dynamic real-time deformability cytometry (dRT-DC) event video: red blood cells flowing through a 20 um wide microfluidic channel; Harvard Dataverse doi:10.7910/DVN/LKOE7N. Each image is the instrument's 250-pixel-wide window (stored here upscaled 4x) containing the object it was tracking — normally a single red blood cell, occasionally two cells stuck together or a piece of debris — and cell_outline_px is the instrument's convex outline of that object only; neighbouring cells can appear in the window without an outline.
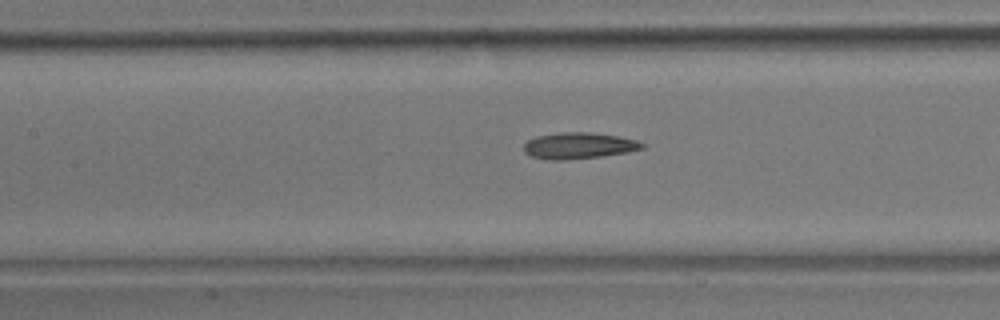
{"species": "common noctule bat (a hibernating species)", "species_latin": "Nyctalus noctula", "temperature_condition": "room temperature", "stored_images_in_passage": 39, "camera_frame_rate_fps": 3000, "um_per_image_px": 0.085, "animal": {"sex": "male", "body_mass_g": 17.9}, "frame": {"image": 1, "passage_image": 20, "time_ms": 6.333, "image_size_px": [1000, 320], "cell_outline_px": [[648, 144], [644, 148], [628, 152], [600, 156], [564, 160], [548, 160], [532, 156], [524, 152], [524, 144], [528, 140], [536, 136], [560, 132], [588, 132], [616, 136], [636, 140]], "centroid_in_image_um": [49.2, 12.38], "position_along_channel_um": 158.2, "area_um2": 18.09}, "authors_computed_cell_mechanics": {"area_um2": 17.7446, "velocity_mm_per_s": 3.7316, "shape_relaxation_time_tau1_ms": null, "shape_relaxation_time_tau2_ms": 4.3992, "deformation_change_tau1": null, "deformation_change_tau2": 0.1332}}